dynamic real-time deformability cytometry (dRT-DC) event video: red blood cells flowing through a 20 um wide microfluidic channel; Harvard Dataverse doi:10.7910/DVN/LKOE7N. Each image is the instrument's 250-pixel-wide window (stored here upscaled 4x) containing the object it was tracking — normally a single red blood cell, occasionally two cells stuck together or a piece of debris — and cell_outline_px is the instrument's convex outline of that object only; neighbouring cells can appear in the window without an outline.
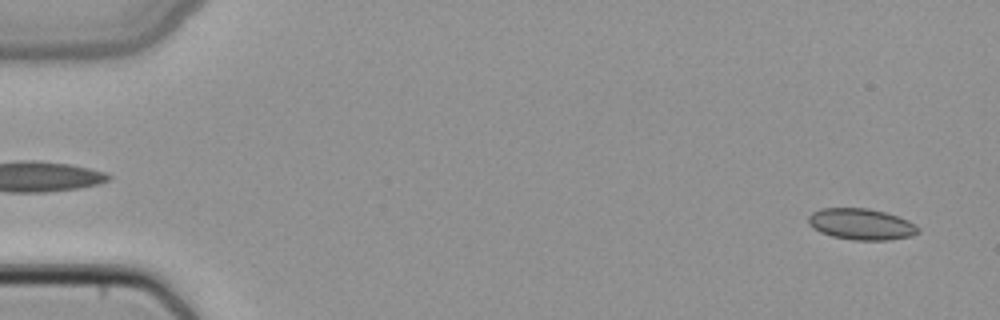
{"species": "common noctule bat (a hibernating species)", "species_latin": "Nyctalus noctula", "temperature_condition": "cold", "stored_images_in_passage": 5, "camera_frame_rate_fps": 3000, "um_per_image_px": 0.085, "animal": {"sex": "female", "body_mass_g": 22.7, "forearm_length_mm": 54.2}, "frame": {"image": 1, "passage_image": 5, "time_ms": 1.333, "image_size_px": [1000, 320], "cell_outline_px": [[920, 232], [912, 236], [888, 240], [852, 240], [832, 236], [820, 232], [812, 228], [808, 224], [808, 216], [812, 212], [820, 208], [868, 208], [884, 212], [908, 220], [916, 224], [920, 228]], "centroid_in_image_um": [73.2, 19.06], "position_along_channel_um": 11.8, "area_um2": 20.17}}